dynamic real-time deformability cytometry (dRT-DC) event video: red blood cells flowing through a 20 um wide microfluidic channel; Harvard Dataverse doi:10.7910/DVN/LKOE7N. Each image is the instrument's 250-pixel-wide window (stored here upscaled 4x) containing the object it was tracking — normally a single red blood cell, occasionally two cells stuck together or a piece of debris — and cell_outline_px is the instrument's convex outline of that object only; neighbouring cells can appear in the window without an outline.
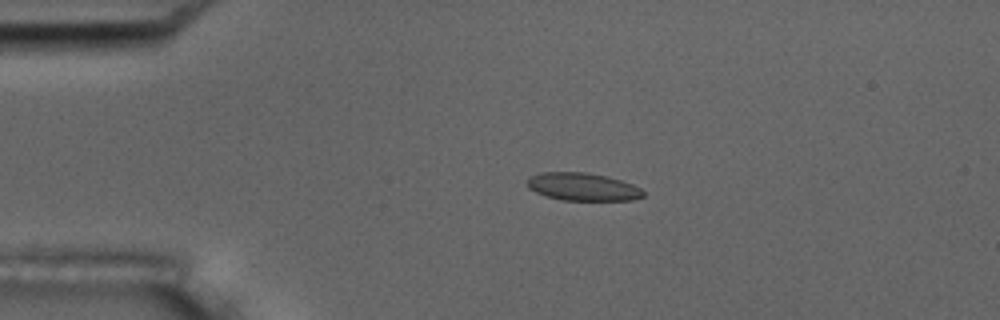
{"species": "common noctule bat (a hibernating species)", "species_latin": "Nyctalus noctula", "temperature_condition": "room temperature", "stored_images_in_passage": 3, "camera_frame_rate_fps": 3000, "um_per_image_px": 0.085, "animal": {"sex": "male", "body_mass_g": 17.5, "forearm_length_mm": 52.3}, "frame": {"image": 1, "passage_image": 2, "time_ms": 0.333, "image_size_px": [1000, 320], "cell_outline_px": [[644, 196], [632, 200], [560, 200], [536, 192], [528, 188], [528, 176], [540, 172], [584, 172], [604, 176], [620, 180], [632, 184], [640, 188], [644, 192]], "centroid_in_image_um": [49.51, 15.87], "position_along_channel_um": 35.5, "area_um2": 18.67}}